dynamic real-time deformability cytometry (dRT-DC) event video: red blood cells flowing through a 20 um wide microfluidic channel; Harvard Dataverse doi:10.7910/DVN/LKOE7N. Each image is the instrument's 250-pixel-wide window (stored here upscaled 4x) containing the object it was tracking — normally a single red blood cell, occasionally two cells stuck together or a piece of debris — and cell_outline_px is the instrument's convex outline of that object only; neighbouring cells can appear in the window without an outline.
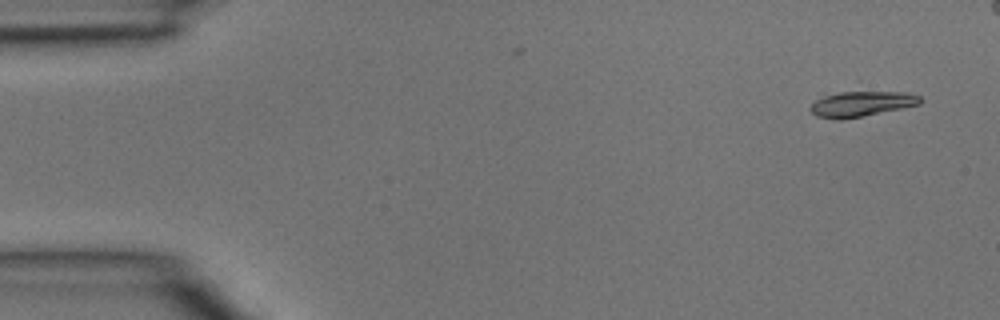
{"species": "common noctule bat (a hibernating species)", "species_latin": "Nyctalus noctula", "temperature_condition": "room temperature", "stored_images_in_passage": 11, "camera_frame_rate_fps": 3000, "um_per_image_px": 0.085, "animal": {"sex": "male", "body_mass_g": 15.6}, "frame": {"image": 1, "passage_image": 1, "time_ms": 0.0, "image_size_px": [1000, 320], "cell_outline_px": [[924, 100], [920, 104], [840, 120], [836, 120], [816, 116], [808, 108], [816, 100], [824, 96], [840, 92], [904, 92], [920, 96]], "centroid_in_image_um": [73.2, 8.83], "position_along_channel_um": 11.8, "area_um2": 15.9}}